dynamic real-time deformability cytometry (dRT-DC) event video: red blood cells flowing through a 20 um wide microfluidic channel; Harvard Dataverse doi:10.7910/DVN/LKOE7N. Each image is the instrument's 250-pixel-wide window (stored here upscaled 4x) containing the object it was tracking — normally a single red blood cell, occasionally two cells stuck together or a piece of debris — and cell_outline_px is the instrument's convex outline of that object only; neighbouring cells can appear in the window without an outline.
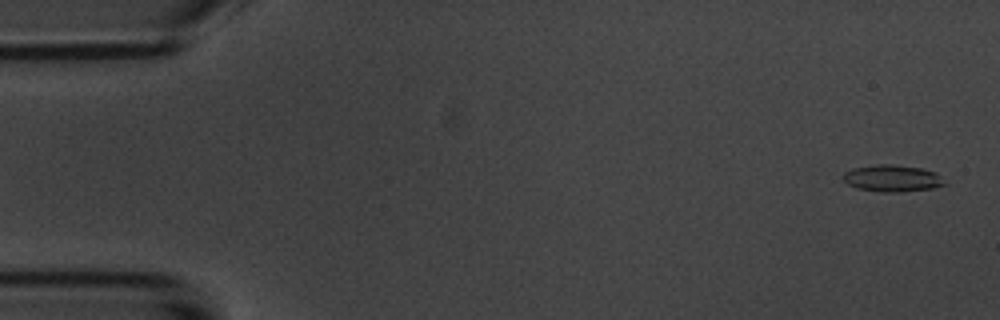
{"species": "common noctule bat (a hibernating species)", "species_latin": "Nyctalus noctula", "temperature_condition": "room temperature", "stored_images_in_passage": 5, "camera_frame_rate_fps": 3000, "um_per_image_px": 0.085, "animal": {"sex": "male", "body_mass_g": 20.1, "forearm_length_mm": 53.5}, "frame": {"image": 1, "passage_image": 1, "time_ms": 0.0, "image_size_px": [1000, 320], "cell_outline_px": [[948, 184], [932, 188], [900, 192], [884, 192], [856, 188], [848, 184], [840, 176], [844, 172], [852, 168], [876, 164], [892, 164], [920, 168], [936, 172]], "centroid_in_image_um": [75.82, 15.15], "position_along_channel_um": 9.2, "area_um2": 15.95}}
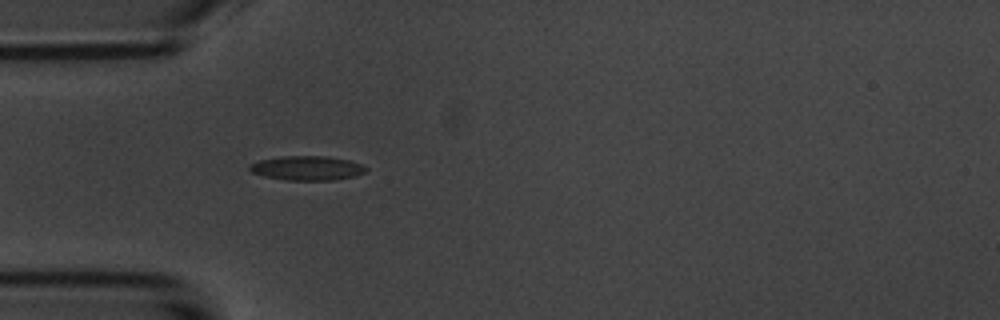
{"frame": {"image": 2, "passage_image": 5, "time_ms": 4.667, "image_size_px": [1000, 320], "cell_outline_px": [[368, 168], [364, 172], [356, 176], [332, 180], [284, 180], [264, 176], [252, 172], [248, 168], [248, 164], [260, 160], [280, 156], [328, 156], [348, 160], [360, 164]], "centroid_in_image_um": [26.07, 14.28], "position_along_channel_um": 58.9, "area_um2": 16.53}}